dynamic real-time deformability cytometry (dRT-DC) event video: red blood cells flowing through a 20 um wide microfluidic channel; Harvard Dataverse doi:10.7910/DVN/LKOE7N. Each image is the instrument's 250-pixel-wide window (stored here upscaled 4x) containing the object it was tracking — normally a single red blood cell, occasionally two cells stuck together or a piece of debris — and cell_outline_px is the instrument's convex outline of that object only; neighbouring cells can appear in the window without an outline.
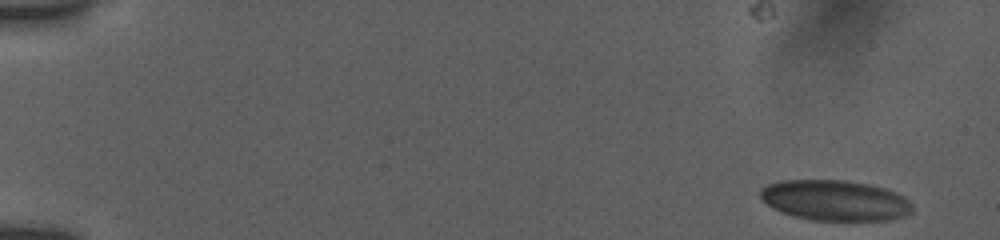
{"species": "human", "species_latin": "Homo sapiens", "temperature_condition": "room temperature", "stored_images_in_passage": 9, "camera_frame_rate_fps": 3000, "um_per_image_px": 0.085, "donor": {"sex": "female"}, "frame": {"image": 1, "passage_image": 1, "time_ms": 0.0, "image_size_px": [1000, 240], "cell_outline_px": [[912, 212], [904, 216], [888, 220], [812, 220], [792, 216], [772, 208], [760, 196], [760, 188], [768, 184], [780, 180], [844, 180], [868, 184], [884, 188], [896, 192], [904, 196], [912, 204]], "centroid_in_image_um": [70.97, 17.03], "position_along_channel_um": 14.0, "area_um2": 35.95}}
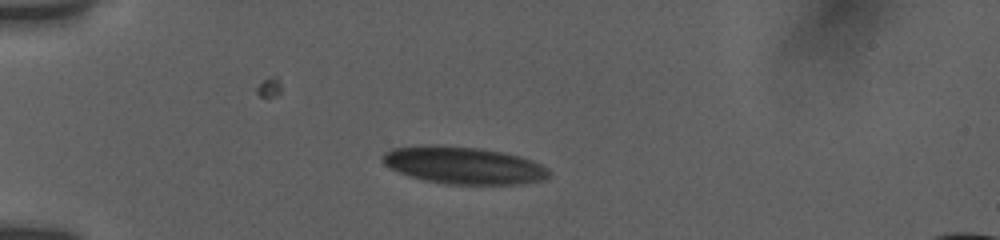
{"frame": {"image": 2, "passage_image": 6, "time_ms": 4.333, "image_size_px": [1000, 240], "cell_outline_px": [[548, 176], [544, 180], [520, 184], [444, 184], [424, 180], [400, 172], [384, 164], [384, 152], [392, 148], [480, 148], [520, 156], [532, 160], [548, 168]], "centroid_in_image_um": [39.51, 14.11], "position_along_channel_um": 45.5, "area_um2": 34.62}}
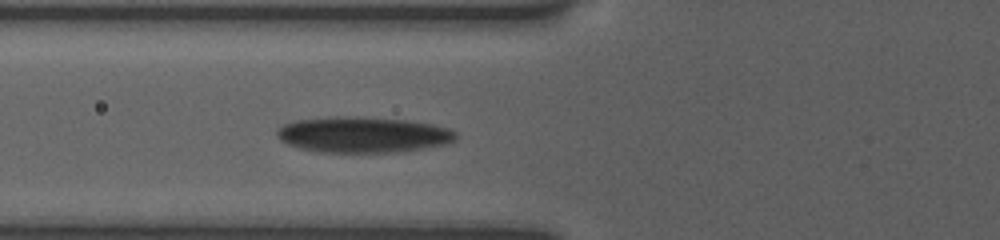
{"frame": {"image": 3, "passage_image": 9, "time_ms": 6.667, "image_size_px": [1000, 240], "cell_outline_px": [[456, 140], [444, 144], [424, 148], [400, 152], [316, 152], [300, 148], [288, 144], [280, 140], [276, 136], [276, 128], [284, 124], [296, 120], [328, 116], [356, 116], [408, 120], [432, 124], [448, 128], [456, 132]], "centroid_in_image_um": [30.82, 11.44], "position_along_channel_um": 95.0, "area_um2": 37.69}}